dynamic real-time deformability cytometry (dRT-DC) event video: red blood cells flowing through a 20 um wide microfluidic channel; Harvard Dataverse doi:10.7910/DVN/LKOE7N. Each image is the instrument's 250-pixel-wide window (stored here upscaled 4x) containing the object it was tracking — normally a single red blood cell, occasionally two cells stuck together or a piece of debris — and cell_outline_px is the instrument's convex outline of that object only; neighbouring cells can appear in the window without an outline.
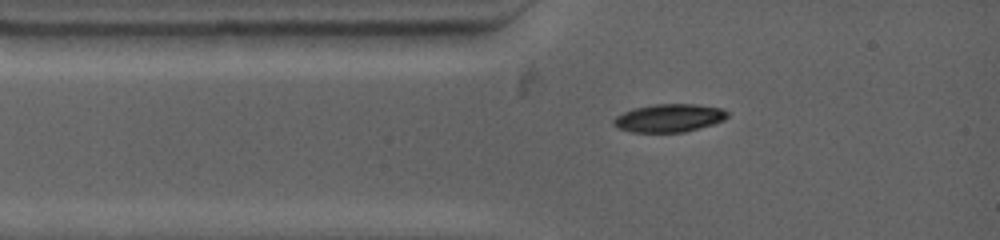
{"species": "common noctule bat (a hibernating species)", "species_latin": "Nyctalus noctula", "temperature_condition": "warm", "stored_images_in_passage": 2, "camera_frame_rate_fps": 4500, "um_per_image_px": 0.085, "animal": {"sex": "female", "body_mass_g": 19.0, "forearm_length_mm": 53.3}, "frame": {"image": 1, "passage_image": 1, "time_ms": 0.0, "image_size_px": [1000, 240], "cell_outline_px": [[728, 116], [724, 120], [712, 124], [684, 132], [632, 132], [620, 128], [612, 124], [612, 120], [616, 116], [632, 108], [652, 104], [696, 104], [720, 108], [728, 112]], "centroid_in_image_um": [56.85, 10.02], "position_along_channel_um": 28.2, "area_um2": 18.55}}